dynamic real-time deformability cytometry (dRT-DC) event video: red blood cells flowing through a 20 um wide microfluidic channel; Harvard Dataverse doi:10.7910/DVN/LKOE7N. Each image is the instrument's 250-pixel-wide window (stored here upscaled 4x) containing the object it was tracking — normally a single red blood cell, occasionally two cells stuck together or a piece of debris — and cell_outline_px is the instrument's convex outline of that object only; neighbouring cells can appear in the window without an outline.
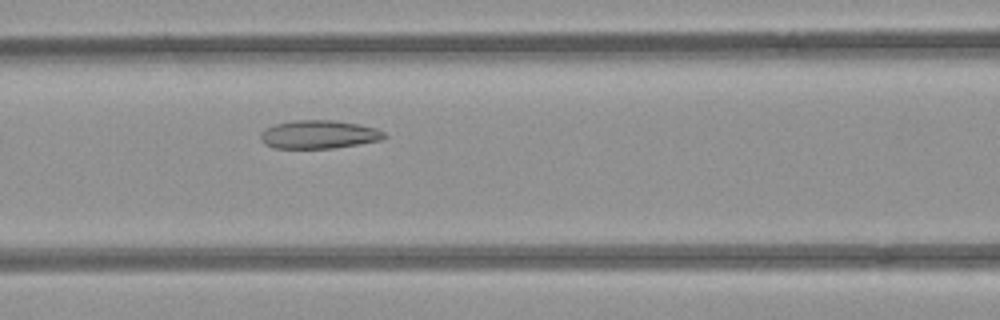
{"species": "common noctule bat (a hibernating species)", "species_latin": "Nyctalus noctula", "temperature_condition": "room temperature", "stored_images_in_passage": 38, "camera_frame_rate_fps": 3000, "um_per_image_px": 0.085, "animal": {"sex": "female", "body_mass_g": 21.9}, "frame": {"image": 1, "passage_image": 7, "time_ms": 2.0, "image_size_px": [1000, 320], "cell_outline_px": [[388, 136], [384, 140], [332, 148], [272, 148], [264, 144], [260, 140], [260, 132], [264, 128], [276, 124], [296, 120], [332, 120], [360, 124], [376, 128], [384, 132]], "centroid_in_image_um": [27.1, 11.43], "position_along_channel_um": 139.5, "area_um2": 20.63}}
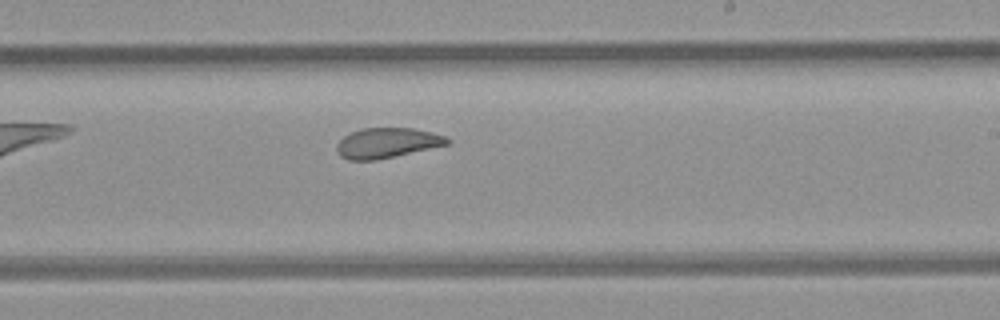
{"frame": {"image": 2, "passage_image": 16, "time_ms": 5.0, "image_size_px": [1000, 320], "cell_outline_px": [[452, 140], [448, 144], [376, 160], [348, 160], [340, 156], [336, 152], [336, 144], [344, 136], [352, 132], [364, 128], [412, 128], [432, 132], [444, 136]], "centroid_in_image_um": [32.86, 12.15], "position_along_channel_um": 256.1, "area_um2": 19.25}}
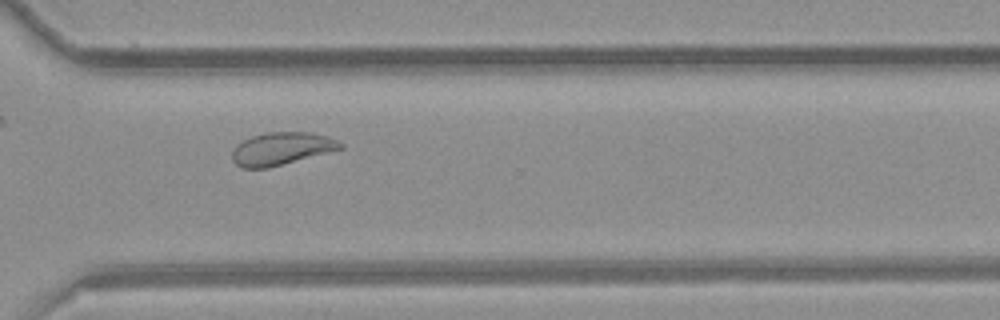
{"frame": {"image": 3, "passage_image": 23, "time_ms": 7.333, "image_size_px": [1000, 320], "cell_outline_px": [[344, 148], [268, 168], [244, 168], [236, 164], [232, 160], [232, 148], [236, 144], [252, 136], [268, 132], [312, 132], [328, 136], [344, 144]], "centroid_in_image_um": [23.92, 12.63], "position_along_channel_um": 346.7, "area_um2": 20.63}, "authors_computed_cell_mechanics": {"area_um2": 20.7502, "velocity_mm_per_s": 3.896, "shape_relaxation_time_tau1_ms": null, "shape_relaxation_time_tau2_ms": 1.7984, "deformation_change_tau1": null, "deformation_change_tau2": 0.0826}}